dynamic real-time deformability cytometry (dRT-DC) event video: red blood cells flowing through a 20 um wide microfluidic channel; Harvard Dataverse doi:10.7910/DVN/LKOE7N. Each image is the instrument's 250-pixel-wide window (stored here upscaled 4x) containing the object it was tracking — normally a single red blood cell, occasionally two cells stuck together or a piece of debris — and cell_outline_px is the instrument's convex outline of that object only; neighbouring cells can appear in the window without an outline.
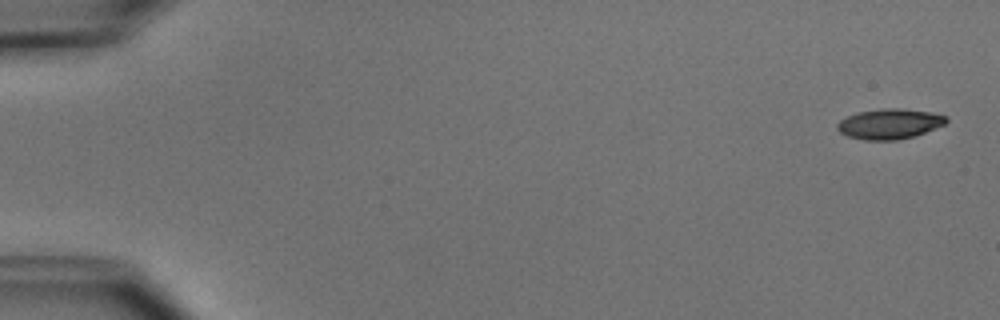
{"species": "common noctule bat (a hibernating species)", "species_latin": "Nyctalus noctula", "temperature_condition": "cold", "stored_images_in_passage": 6, "camera_frame_rate_fps": 3000, "um_per_image_px": 0.085, "animal": {"sex": "male", "body_mass_g": 15.6}, "frame": {"image": 1, "passage_image": 1, "time_ms": 0.0, "image_size_px": [1000, 320], "cell_outline_px": [[948, 120], [944, 124], [924, 132], [912, 136], [896, 140], [864, 140], [848, 136], [840, 132], [836, 128], [836, 124], [840, 120], [848, 116], [860, 112], [880, 108], [900, 108], [932, 112], [948, 116]], "centroid_in_image_um": [75.6, 10.52], "position_along_channel_um": 9.4, "area_um2": 19.07}}
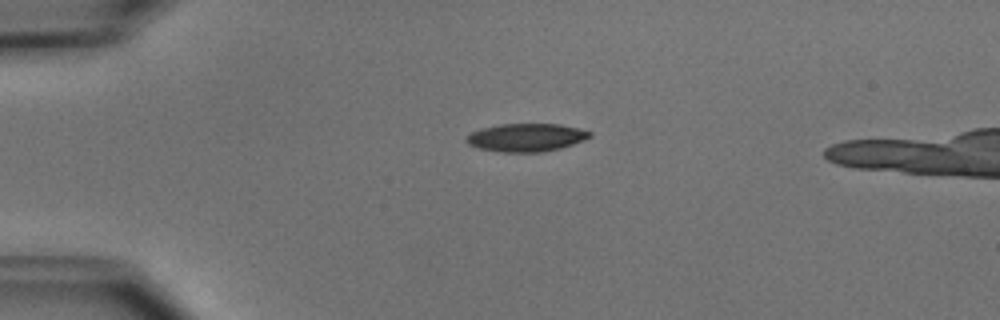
{"frame": {"image": 2, "passage_image": 4, "time_ms": 3.667, "image_size_px": [1000, 320], "cell_outline_px": [[592, 136], [584, 140], [560, 148], [540, 152], [500, 152], [480, 148], [468, 144], [464, 140], [464, 136], [480, 128], [500, 124], [560, 124], [592, 132]], "centroid_in_image_um": [44.69, 11.68], "position_along_channel_um": 40.3, "area_um2": 20.17}}